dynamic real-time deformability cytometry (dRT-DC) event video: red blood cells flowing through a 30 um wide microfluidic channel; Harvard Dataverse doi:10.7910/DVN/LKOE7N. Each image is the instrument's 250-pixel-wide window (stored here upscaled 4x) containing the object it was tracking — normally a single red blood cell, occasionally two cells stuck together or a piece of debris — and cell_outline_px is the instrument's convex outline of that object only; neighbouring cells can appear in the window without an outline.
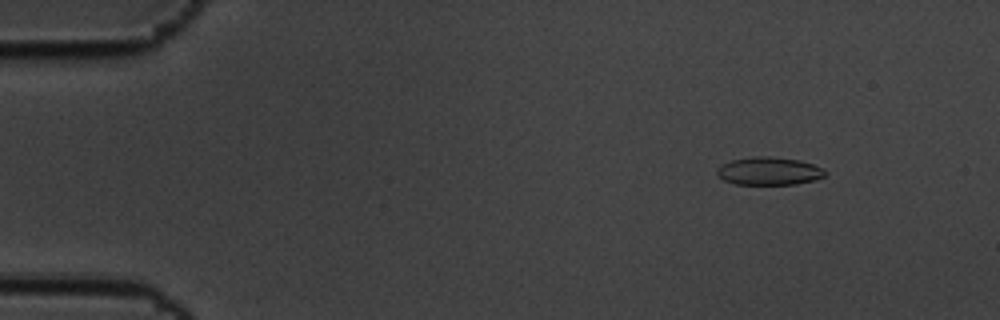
{"species": "common noctule bat (a hibernating species)", "species_latin": "Nyctalus noctula", "temperature_condition": "cold", "stored_images_in_passage": 54, "camera_frame_rate_fps": 3000, "um_per_image_px": 0.085, "animal": {"sex": "male", "body_mass_g": 19.5, "forearm_length_mm": 54.6}, "frame": {"image": 1, "passage_image": 2, "time_ms": 0.333, "image_size_px": [1000, 320], "cell_outline_px": [[828, 172], [824, 176], [812, 180], [796, 184], [736, 184], [724, 180], [716, 176], [716, 168], [732, 160], [752, 156], [772, 156], [800, 160], [812, 164]], "centroid_in_image_um": [65.33, 14.53], "position_along_channel_um": 19.7, "area_um2": 17.57}}
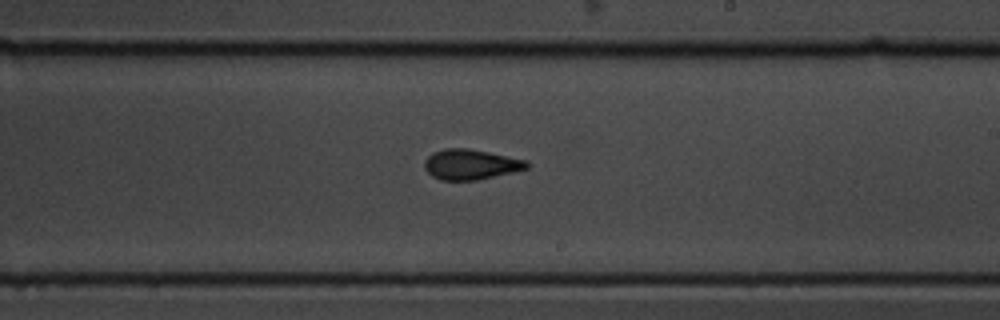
{"frame": {"image": 2, "passage_image": 30, "time_ms": 9.667, "image_size_px": [1000, 320], "cell_outline_px": [[528, 168], [512, 172], [476, 180], [440, 180], [432, 176], [424, 168], [424, 160], [432, 152], [444, 148], [468, 148], [528, 160]], "centroid_in_image_um": [39.97, 13.97], "position_along_channel_um": 249.0, "area_um2": 18.03}}
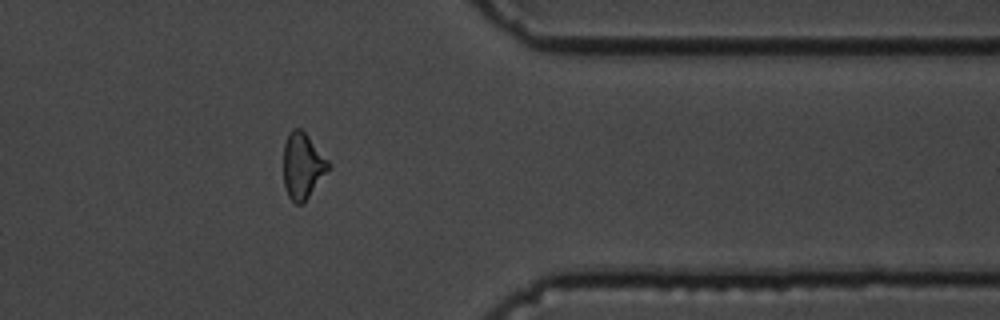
{"frame": {"image": 3, "passage_image": 43, "time_ms": 14.0, "image_size_px": [1000, 320], "cell_outline_px": [[332, 168], [304, 204], [296, 204], [288, 196], [284, 188], [284, 144], [292, 128], [300, 128], [308, 136], [332, 164]], "centroid_in_image_um": [25.76, 14.14], "position_along_channel_um": 385.6, "area_um2": 17.63}, "authors_computed_cell_mechanics": {"area_um2": 17.7446, "velocity_mm_per_s": 3.4357, "shape_relaxation_time_tau1_ms": 4.3728, "shape_relaxation_time_tau2_ms": 1.693, "deformation_change_tau1": 0.13, "deformation_change_tau2": 0.0864}}